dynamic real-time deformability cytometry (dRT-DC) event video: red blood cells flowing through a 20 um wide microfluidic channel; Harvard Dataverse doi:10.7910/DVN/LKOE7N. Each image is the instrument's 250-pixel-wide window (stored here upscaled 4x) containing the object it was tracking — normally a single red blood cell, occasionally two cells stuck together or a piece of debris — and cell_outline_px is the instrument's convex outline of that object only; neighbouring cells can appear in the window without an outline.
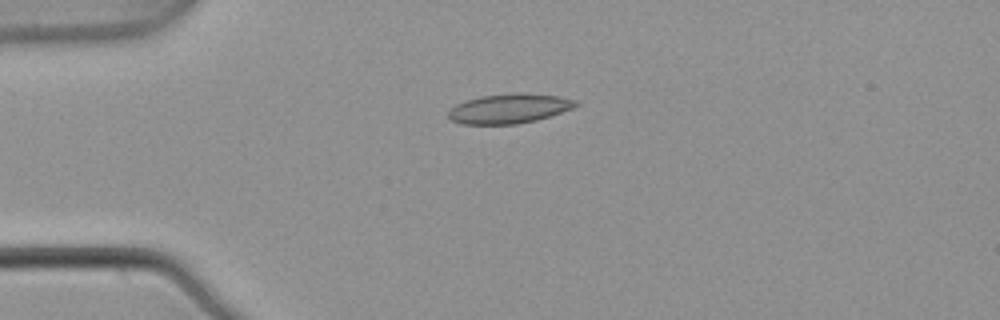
{"species": "common noctule bat (a hibernating species)", "species_latin": "Nyctalus noctula", "temperature_condition": "warm", "stored_images_in_passage": 5, "camera_frame_rate_fps": 3000, "um_per_image_px": 0.085, "animal": {"sex": "male", "body_mass_g": 21.5, "forearm_length_mm": 52.0}, "frame": {"image": 1, "passage_image": 4, "time_ms": 1.0, "image_size_px": [1000, 320], "cell_outline_px": [[580, 104], [572, 108], [536, 120], [516, 124], [460, 124], [452, 120], [448, 116], [448, 112], [456, 104], [480, 96], [556, 96], [576, 100]], "centroid_in_image_um": [43.22, 9.29], "position_along_channel_um": 41.8, "area_um2": 20.63}}